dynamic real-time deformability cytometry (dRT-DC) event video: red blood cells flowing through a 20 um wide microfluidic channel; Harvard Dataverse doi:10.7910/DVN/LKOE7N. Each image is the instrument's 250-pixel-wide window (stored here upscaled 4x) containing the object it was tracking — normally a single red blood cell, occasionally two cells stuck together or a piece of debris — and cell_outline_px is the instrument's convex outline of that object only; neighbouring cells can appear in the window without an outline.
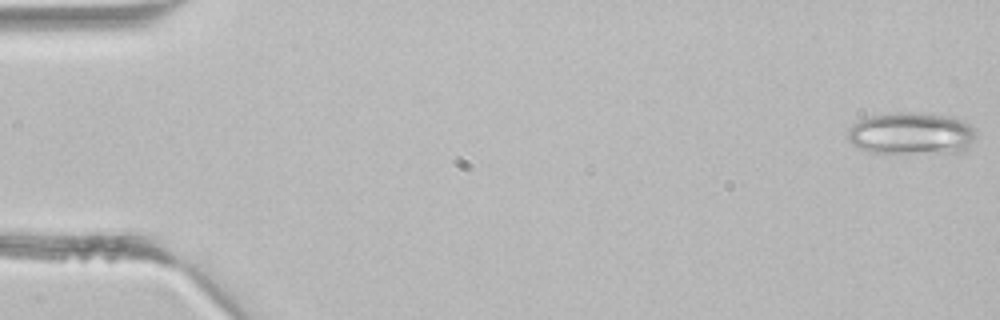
{"species": "common noctule bat (a hibernating species)", "species_latin": "Nyctalus noctula", "temperature_condition": "room temperature", "stored_images_in_passage": 43, "camera_frame_rate_fps": 3000, "um_per_image_px": 0.085, "animal": {"sex": "male", "body_mass_g": 21.5, "forearm_length_mm": 52.0}, "frame": {"image": 1, "passage_image": 1, "time_ms": 0.0, "image_size_px": [1000, 320], "cell_outline_px": [[976, 136], [968, 148], [964, 152], [872, 152], [860, 148], [852, 144], [848, 140], [848, 128], [852, 124], [860, 120], [872, 116], [888, 112], [932, 112], [952, 116], [964, 120], [976, 128]], "centroid_in_image_um": [77.53, 11.31], "position_along_channel_um": 7.5, "area_um2": 31.96}}
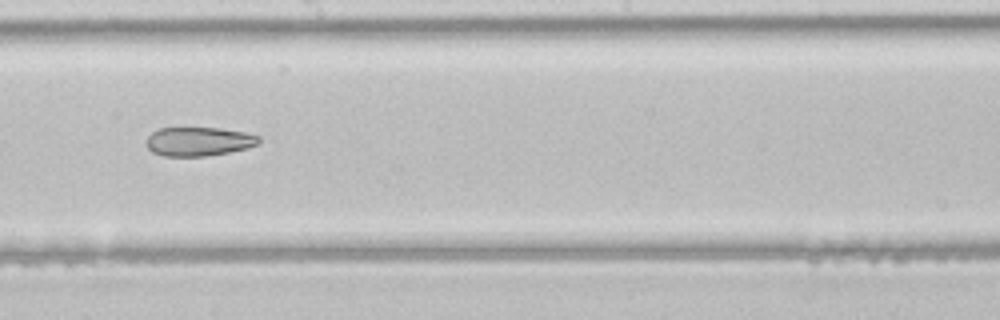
{"frame": {"image": 2, "passage_image": 24, "time_ms": 7.667, "image_size_px": [1000, 320], "cell_outline_px": [[260, 140], [256, 144], [248, 148], [228, 152], [204, 156], [164, 156], [152, 152], [148, 148], [148, 136], [152, 132], [160, 128], [220, 128], [244, 132], [260, 136]], "centroid_in_image_um": [16.9, 12.02], "position_along_channel_um": 231.3, "area_um2": 18.79}}
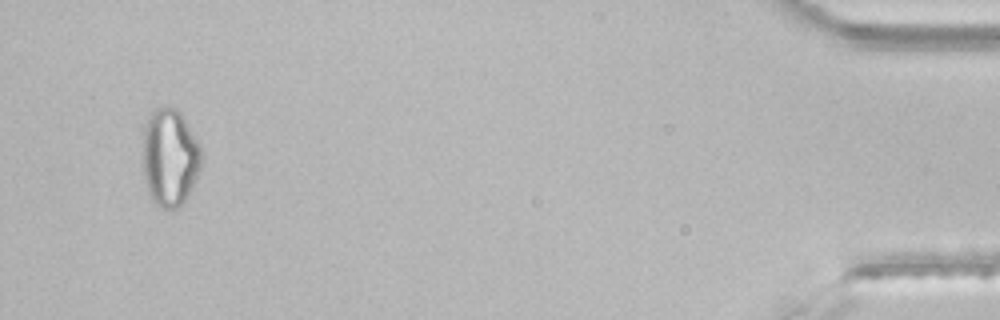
{"frame": {"image": 3, "passage_image": 41, "time_ms": 13.333, "image_size_px": [1000, 320], "cell_outline_px": [[204, 156], [200, 168], [180, 208], [164, 208], [156, 204], [152, 200], [144, 176], [140, 144], [144, 128], [148, 116], [156, 108], [164, 104], [176, 108], [180, 112], [200, 144]], "centroid_in_image_um": [14.41, 13.32], "position_along_channel_um": 420.8, "area_um2": 33.87}}